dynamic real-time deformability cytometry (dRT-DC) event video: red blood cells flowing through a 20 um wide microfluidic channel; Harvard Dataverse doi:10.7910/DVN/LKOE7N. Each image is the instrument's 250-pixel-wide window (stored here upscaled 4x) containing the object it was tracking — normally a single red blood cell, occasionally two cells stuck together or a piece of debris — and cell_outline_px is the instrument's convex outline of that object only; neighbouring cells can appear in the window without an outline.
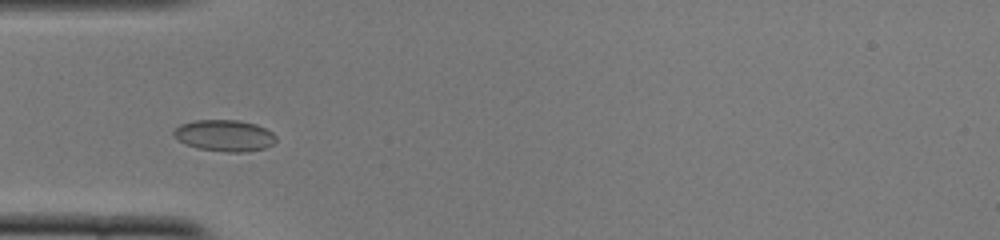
{"species": "common noctule bat (a hibernating species)", "species_latin": "Nyctalus noctula", "temperature_condition": "cold", "stored_images_in_passage": 45, "camera_frame_rate_fps": 3000, "um_per_image_px": 0.085, "animal": {"sex": "female", "body_mass_g": 22.0, "forearm_length_mm": 56.7}, "frame": {"image": 1, "passage_image": 9, "time_ms": 2.667, "image_size_px": [1000, 240], "cell_outline_px": [[276, 140], [272, 144], [264, 148], [248, 152], [228, 152], [196, 148], [184, 144], [172, 136], [172, 132], [180, 124], [196, 120], [240, 120], [256, 124], [272, 132], [276, 136]], "centroid_in_image_um": [19.06, 11.52], "position_along_channel_um": 65.9, "area_um2": 18.9}}
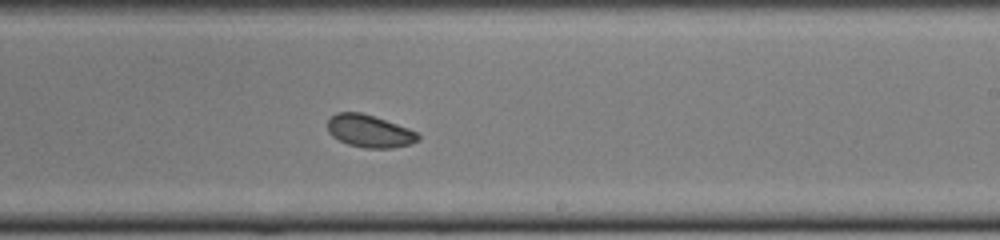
{"frame": {"image": 2, "passage_image": 24, "time_ms": 7.667, "image_size_px": [1000, 240], "cell_outline_px": [[420, 140], [412, 144], [392, 148], [364, 148], [348, 144], [332, 136], [328, 132], [328, 120], [336, 112], [360, 112], [408, 128], [416, 132], [420, 136]], "centroid_in_image_um": [31.41, 11.16], "position_along_channel_um": 257.6, "area_um2": 17.05}}
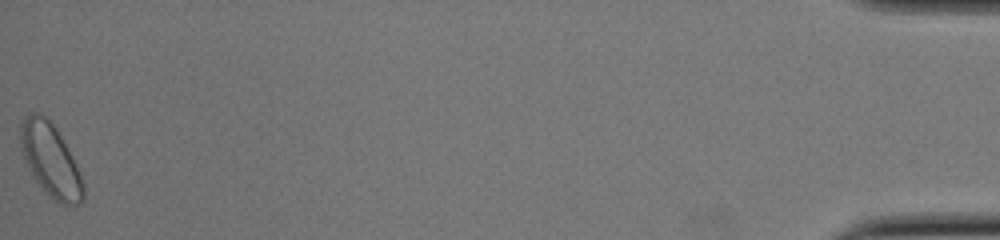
{"frame": {"image": 3, "passage_image": 45, "time_ms": 14.667, "image_size_px": [1000, 240], "cell_outline_px": [[84, 200], [80, 204], [60, 204], [48, 196], [32, 176], [24, 160], [20, 140], [20, 124], [24, 116], [32, 112], [36, 112], [44, 116], [56, 128], [72, 156], [80, 172], [84, 184]], "centroid_in_image_um": [4.29, 13.63], "position_along_channel_um": 430.9, "area_um2": 26.7}, "authors_computed_cell_mechanics": {"area_um2": 18.3226, "velocity_mm_per_s": 3.8546, "shape_relaxation_time_tau1_ms": 3.4322, "shape_relaxation_time_tau2_ms": null, "deformation_change_tau1": 0.0383, "deformation_change_tau2": null}}